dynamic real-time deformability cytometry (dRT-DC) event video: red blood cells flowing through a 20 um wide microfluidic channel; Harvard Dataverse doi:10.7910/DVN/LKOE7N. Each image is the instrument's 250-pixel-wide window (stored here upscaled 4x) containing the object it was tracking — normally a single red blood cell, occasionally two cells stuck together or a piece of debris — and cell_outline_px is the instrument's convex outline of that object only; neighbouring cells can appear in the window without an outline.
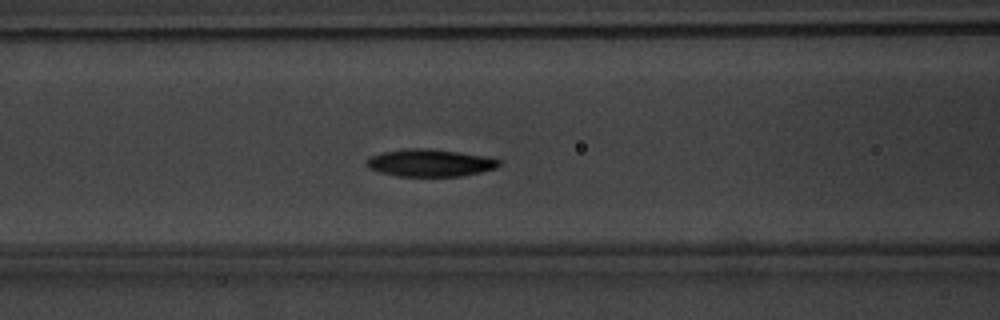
{"species": "common noctule bat (a hibernating species)", "species_latin": "Nyctalus noctula", "temperature_condition": "warm", "stored_images_in_passage": 40, "camera_frame_rate_fps": 3000, "um_per_image_px": 0.085, "animal": {"sex": "male", "body_mass_g": 20.1, "forearm_length_mm": 53.5}, "frame": {"image": 1, "passage_image": 9, "time_ms": 2.667, "image_size_px": [1000, 320], "cell_outline_px": [[500, 164], [496, 168], [480, 172], [460, 176], [396, 176], [380, 172], [368, 168], [364, 164], [368, 156], [380, 152], [404, 148], [428, 148], [484, 156], [500, 160]], "centroid_in_image_um": [36.46, 13.84], "position_along_channel_um": 130.1, "area_um2": 21.21}}
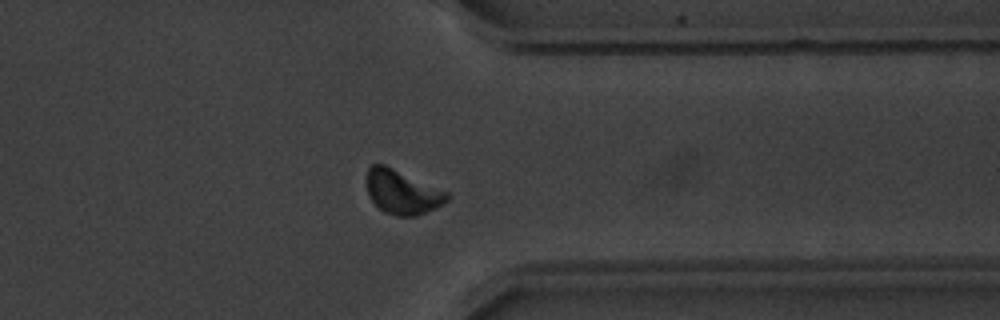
{"frame": {"image": 2, "passage_image": 29, "time_ms": 9.333, "image_size_px": [1000, 320], "cell_outline_px": [[452, 196], [444, 204], [436, 208], [416, 216], [396, 216], [384, 212], [372, 200], [368, 192], [364, 180], [368, 168], [372, 164], [384, 164], [448, 192]], "centroid_in_image_um": [34.18, 16.32], "position_along_channel_um": 377.2, "area_um2": 20.81}}
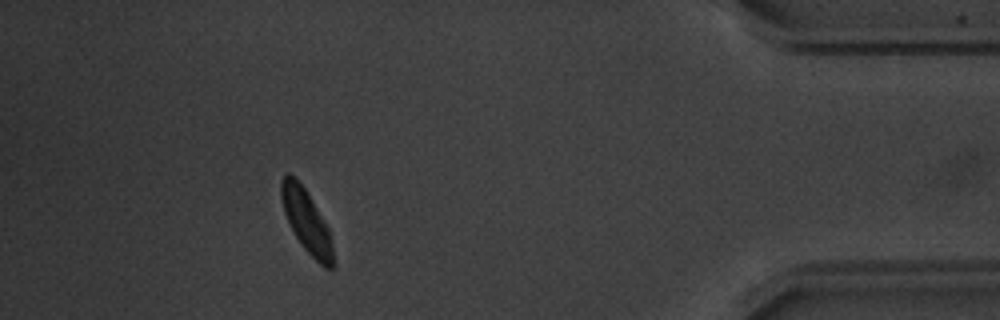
{"frame": {"image": 3, "passage_image": 35, "time_ms": 11.333, "image_size_px": [1000, 320], "cell_outline_px": [[332, 268], [324, 268], [304, 248], [296, 236], [284, 212], [280, 196], [280, 180], [288, 172], [304, 188], [312, 200], [328, 228], [332, 244]], "centroid_in_image_um": [26.02, 18.77], "position_along_channel_um": 409.2, "area_um2": 18.32}, "authors_computed_cell_mechanics": {"area_um2": 20.7502, "velocity_mm_per_s": 3.7429, "shape_relaxation_time_tau1_ms": 2.3439, "shape_relaxation_time_tau2_ms": 9.0344, "deformation_change_tau1": 0.1306, "deformation_change_tau2": 0.1204}}